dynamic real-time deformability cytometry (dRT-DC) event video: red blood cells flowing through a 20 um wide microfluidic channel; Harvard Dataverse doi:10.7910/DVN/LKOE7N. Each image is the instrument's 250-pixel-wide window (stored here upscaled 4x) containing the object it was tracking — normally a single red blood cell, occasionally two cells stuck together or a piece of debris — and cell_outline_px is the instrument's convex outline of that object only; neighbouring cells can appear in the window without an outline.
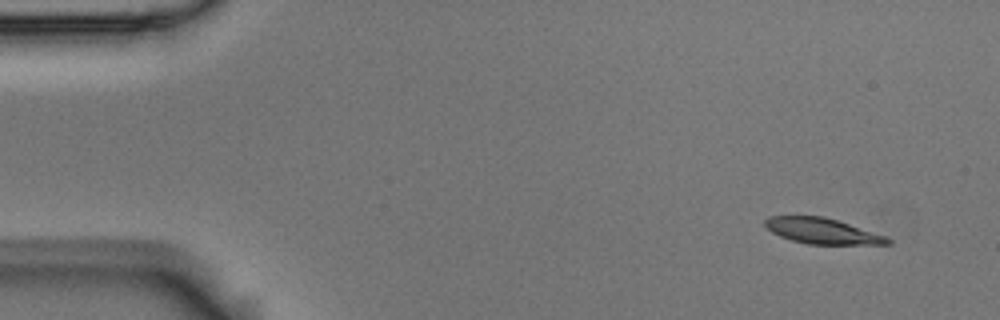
{"species": "Egyptian fruit bat (a non-hibernating species)", "species_latin": "Rousettus aegyptiacus", "temperature_condition": "room temperature", "stored_images_in_passage": 6, "camera_frame_rate_fps": 3000, "um_per_image_px": 0.085, "animal": {"sex": "male"}, "frame": {"image": 1, "passage_image": 1, "time_ms": 0.0, "image_size_px": [1000, 320], "cell_outline_px": [[892, 244], [808, 244], [792, 240], [780, 236], [772, 232], [764, 224], [764, 220], [768, 216], [824, 216], [884, 236], [892, 240]], "centroid_in_image_um": [69.84, 19.63], "position_along_channel_um": 15.2, "area_um2": 17.98}}
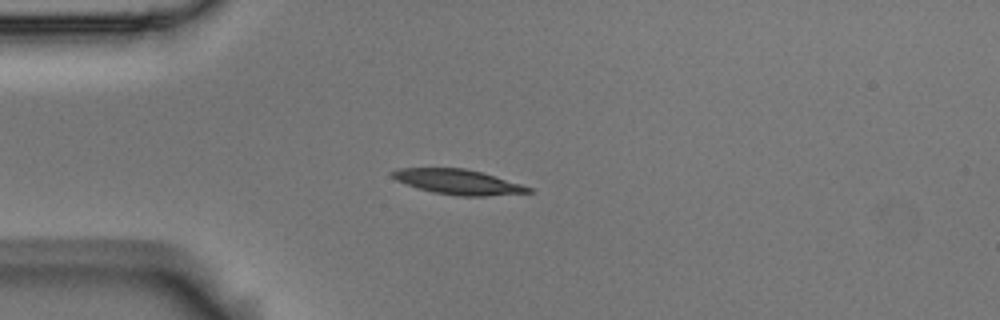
{"frame": {"image": 2, "passage_image": 4, "time_ms": 1.0, "image_size_px": [1000, 320], "cell_outline_px": [[536, 192], [484, 196], [460, 196], [432, 192], [416, 188], [396, 180], [388, 172], [400, 168], [464, 168], [480, 172], [520, 184], [532, 188]], "centroid_in_image_um": [38.9, 15.47], "position_along_channel_um": 46.1, "area_um2": 19.71}}
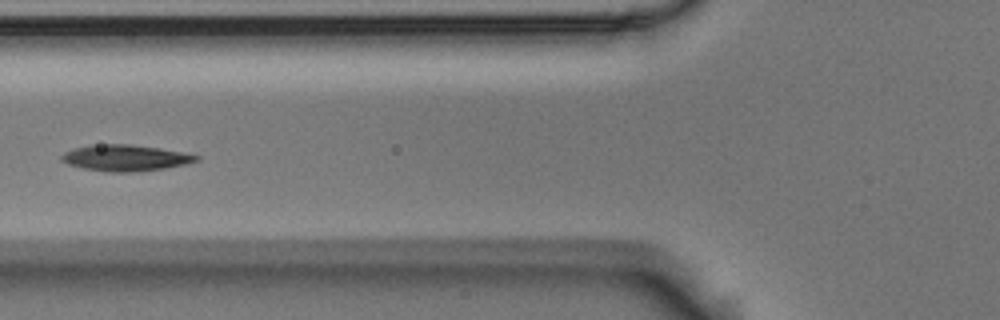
{"frame": {"image": 3, "passage_image": 6, "time_ms": 1.667, "image_size_px": [1000, 320], "cell_outline_px": [[200, 160], [184, 164], [164, 168], [136, 172], [108, 172], [84, 168], [68, 164], [60, 160], [60, 156], [64, 152], [72, 148], [92, 144], [128, 144], [160, 148], [184, 152], [200, 156]], "centroid_in_image_um": [10.63, 13.41], "position_along_channel_um": 115.2, "area_um2": 20.69}}